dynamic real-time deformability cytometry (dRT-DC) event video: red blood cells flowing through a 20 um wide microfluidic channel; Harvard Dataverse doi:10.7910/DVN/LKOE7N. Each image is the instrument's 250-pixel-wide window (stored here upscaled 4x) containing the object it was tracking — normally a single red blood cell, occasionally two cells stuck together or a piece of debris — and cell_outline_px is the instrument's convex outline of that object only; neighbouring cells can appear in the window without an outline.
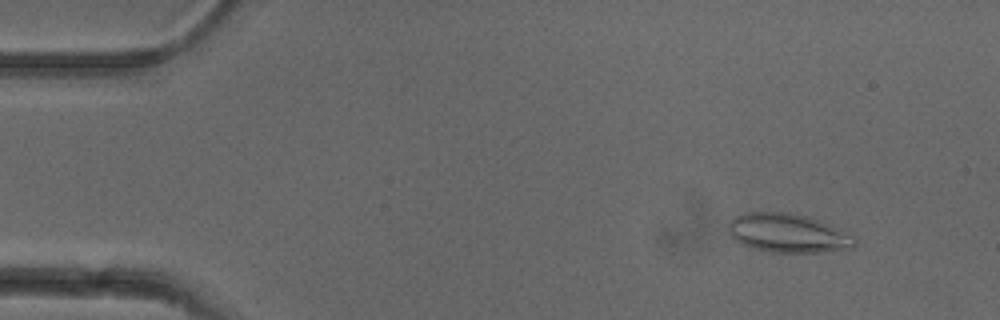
{"species": "common noctule bat (a hibernating species)", "species_latin": "Nyctalus noctula", "temperature_condition": "cold", "stored_images_in_passage": 51, "camera_frame_rate_fps": 3000, "um_per_image_px": 0.085, "animal": {"sex": "female"}, "frame": {"image": 1, "passage_image": 5, "time_ms": 1.333, "image_size_px": [1000, 320], "cell_outline_px": [[856, 244], [852, 248], [820, 252], [772, 252], [752, 248], [740, 244], [732, 236], [728, 228], [728, 224], [736, 216], [744, 212], [788, 212], [808, 216], [820, 220], [852, 236], [856, 240]], "centroid_in_image_um": [66.95, 19.81], "position_along_channel_um": 18.1, "area_um2": 28.44}}
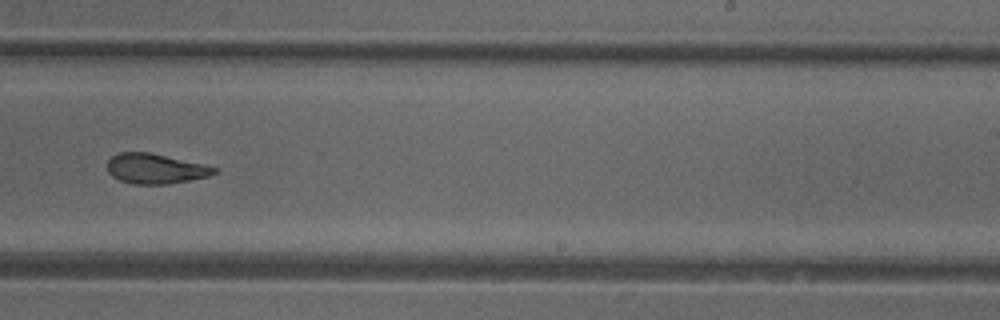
{"frame": {"image": 2, "passage_image": 32, "time_ms": 10.333, "image_size_px": [1000, 320], "cell_outline_px": [[220, 172], [208, 176], [188, 180], [164, 184], [132, 184], [120, 180], [112, 176], [108, 172], [108, 160], [112, 156], [120, 152], [148, 152], [204, 164], [220, 168]], "centroid_in_image_um": [13.23, 14.33], "position_along_channel_um": 275.8, "area_um2": 18.67}}
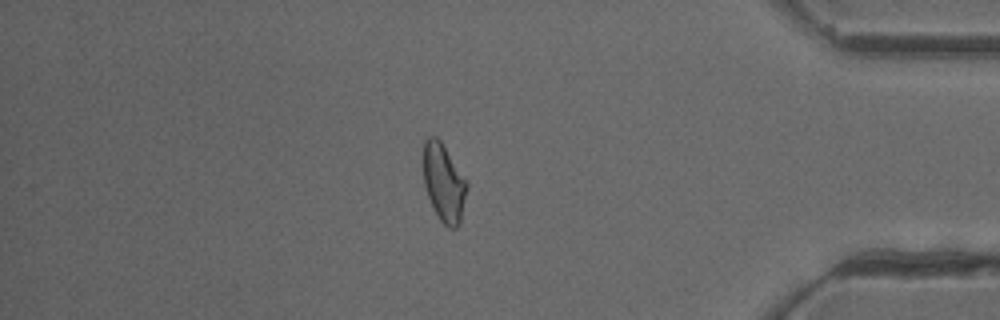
{"frame": {"image": 3, "passage_image": 44, "time_ms": 14.333, "image_size_px": [1000, 320], "cell_outline_px": [[468, 188], [460, 224], [456, 228], [448, 228], [440, 220], [428, 196], [424, 184], [424, 140], [428, 136], [436, 136], [440, 140], [468, 180]], "centroid_in_image_um": [37.76, 15.53], "position_along_channel_um": 397.4, "area_um2": 19.88}, "authors_computed_cell_mechanics": {"area_um2": 20.23, "velocity_mm_per_s": 3.9305, "shape_relaxation_time_tau1_ms": 9.7205, "shape_relaxation_time_tau2_ms": 2.3521, "deformation_change_tau1": 0.1829, "deformation_change_tau2": 0.0913}}